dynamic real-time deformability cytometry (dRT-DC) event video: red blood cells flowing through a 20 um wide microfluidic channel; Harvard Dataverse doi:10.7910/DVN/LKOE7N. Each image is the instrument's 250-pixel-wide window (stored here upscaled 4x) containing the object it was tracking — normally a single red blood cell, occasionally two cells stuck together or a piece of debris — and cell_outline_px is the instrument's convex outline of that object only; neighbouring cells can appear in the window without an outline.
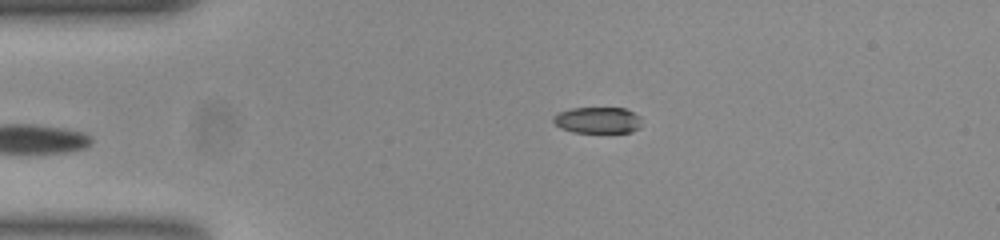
{"species": "common noctule bat (a hibernating species)", "species_latin": "Nyctalus noctula", "temperature_condition": "room temperature", "stored_images_in_passage": 40, "camera_frame_rate_fps": 3000, "um_per_image_px": 0.085, "animal": {"sex": "female", "body_mass_g": 23.0, "forearm_length_mm": 53.4}, "frame": {"image": 1, "passage_image": 1, "time_ms": 0.0, "image_size_px": [1000, 240], "cell_outline_px": [[640, 116], [636, 128], [632, 132], [576, 132], [564, 128], [556, 124], [552, 120], [560, 112], [572, 108], [624, 108]], "centroid_in_image_um": [50.8, 10.2], "position_along_channel_um": 34.2, "area_um2": 13.01}}
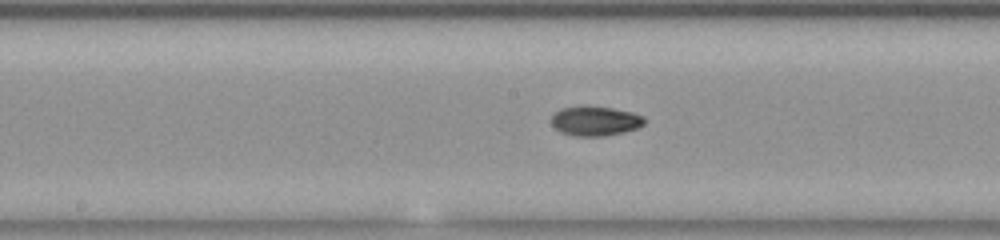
{"frame": {"image": 2, "passage_image": 17, "time_ms": 5.333, "image_size_px": [1000, 240], "cell_outline_px": [[644, 124], [636, 128], [620, 132], [600, 136], [576, 136], [564, 132], [556, 128], [552, 124], [552, 116], [560, 108], [612, 108], [632, 112], [644, 116]], "centroid_in_image_um": [50.62, 10.3], "position_along_channel_um": 197.6, "area_um2": 15.2}}
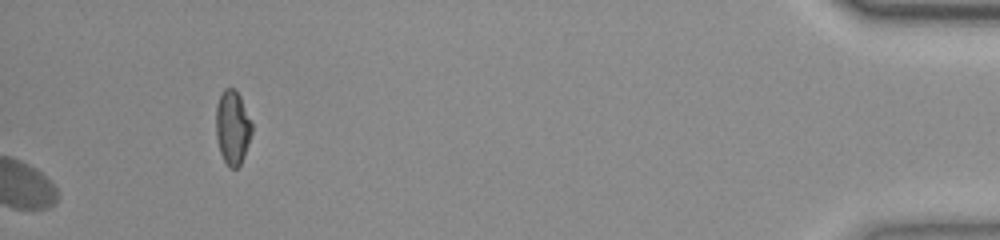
{"frame": {"image": 3, "passage_image": 40, "time_ms": 13.0, "image_size_px": [1000, 240], "cell_outline_px": [[252, 132], [244, 156], [240, 164], [236, 168], [232, 168], [224, 160], [220, 152], [216, 136], [216, 104], [224, 88], [236, 88], [240, 96], [252, 124]], "centroid_in_image_um": [19.76, 10.8], "position_along_channel_um": 415.4, "area_um2": 15.37}, "authors_computed_cell_mechanics": {"area_um2": 15.5482, "velocity_mm_per_s": 3.7944, "shape_relaxation_time_tau1_ms": 7.9947, "shape_relaxation_time_tau2_ms": 9.5066, "deformation_change_tau1": 0.2286, "deformation_change_tau2": 0.0934}}